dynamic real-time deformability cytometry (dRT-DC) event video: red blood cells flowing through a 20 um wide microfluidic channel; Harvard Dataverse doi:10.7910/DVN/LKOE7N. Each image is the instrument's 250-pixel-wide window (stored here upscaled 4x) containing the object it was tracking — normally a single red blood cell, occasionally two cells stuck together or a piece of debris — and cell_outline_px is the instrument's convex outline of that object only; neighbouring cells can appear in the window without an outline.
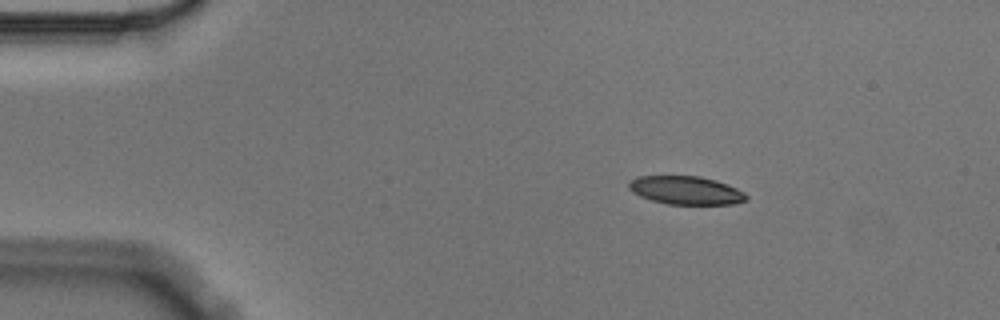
{"species": "Egyptian fruit bat (a non-hibernating species)", "species_latin": "Rousettus aegyptiacus", "temperature_condition": "cold", "stored_images_in_passage": 3, "camera_frame_rate_fps": 3000, "um_per_image_px": 0.085, "animal": {"sex": "male"}, "frame": {"image": 1, "passage_image": 1, "time_ms": 0.0, "image_size_px": [1000, 320], "cell_outline_px": [[748, 200], [732, 204], [668, 204], [652, 200], [640, 196], [632, 192], [628, 188], [628, 180], [636, 176], [700, 176], [716, 180], [736, 188], [744, 192], [748, 196]], "centroid_in_image_um": [58.28, 16.17], "position_along_channel_um": 26.7, "area_um2": 19.48}}